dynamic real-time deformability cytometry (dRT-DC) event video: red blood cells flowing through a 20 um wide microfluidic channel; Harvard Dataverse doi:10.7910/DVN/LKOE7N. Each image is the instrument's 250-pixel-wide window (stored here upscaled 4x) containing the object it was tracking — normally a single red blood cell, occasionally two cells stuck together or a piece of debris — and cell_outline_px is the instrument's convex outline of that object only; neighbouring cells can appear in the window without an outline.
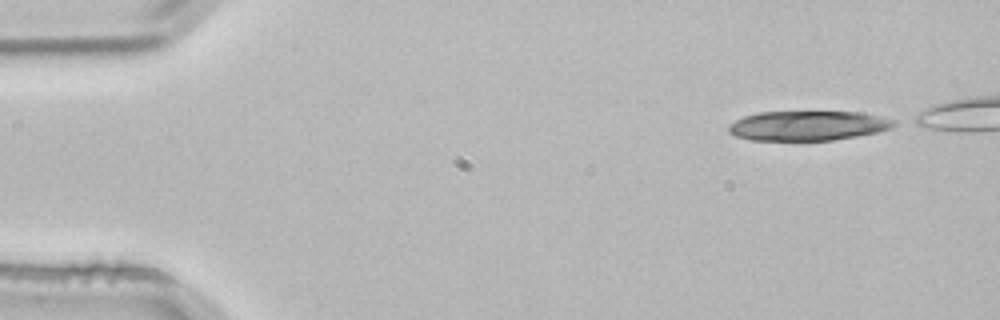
{"species": "common noctule bat (a hibernating species)", "species_latin": "Nyctalus noctula", "temperature_condition": "room temperature", "stored_images_in_passage": 4, "camera_frame_rate_fps": 3000, "um_per_image_px": 0.085, "animal": {"sex": "male", "body_mass_g": 21.5, "forearm_length_mm": 52.0}, "frame": {"image": 1, "passage_image": 1, "time_ms": 0.0, "image_size_px": [1000, 320], "cell_outline_px": [[900, 124], [892, 128], [876, 132], [856, 136], [832, 140], [748, 140], [736, 136], [728, 132], [728, 124], [744, 116], [760, 112], [860, 112], [896, 120]], "centroid_in_image_um": [68.68, 10.68], "position_along_channel_um": 16.3, "area_um2": 28.61}}